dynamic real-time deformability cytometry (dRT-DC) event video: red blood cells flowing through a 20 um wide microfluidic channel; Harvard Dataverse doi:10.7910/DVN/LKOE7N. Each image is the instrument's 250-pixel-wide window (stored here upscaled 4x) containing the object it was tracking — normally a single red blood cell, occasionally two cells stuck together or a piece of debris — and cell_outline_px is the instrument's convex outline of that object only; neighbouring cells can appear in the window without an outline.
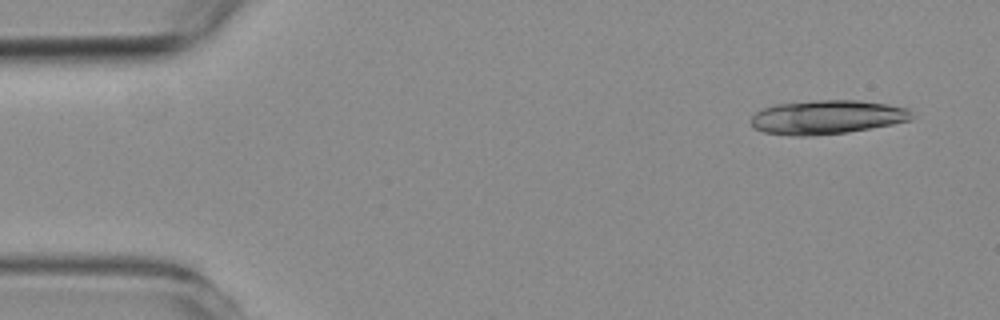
{"species": "common noctule bat (a hibernating species)", "species_latin": "Nyctalus noctula", "temperature_condition": "room temperature", "stored_images_in_passage": 56, "camera_frame_rate_fps": 3000, "um_per_image_px": 0.085, "animal": {"sex": "female", "body_mass_g": 19.3, "forearm_length_mm": 54.1}, "frame": {"image": 1, "passage_image": 4, "time_ms": 1.0, "image_size_px": [1000, 320], "cell_outline_px": [[916, 116], [912, 120], [892, 124], [848, 132], [808, 136], [796, 136], [764, 132], [756, 128], [752, 124], [752, 116], [756, 112], [764, 108], [776, 104], [816, 100], [860, 100], [888, 104], [908, 108]], "centroid_in_image_um": [70.36, 9.95], "position_along_channel_um": 14.6, "area_um2": 31.85}}
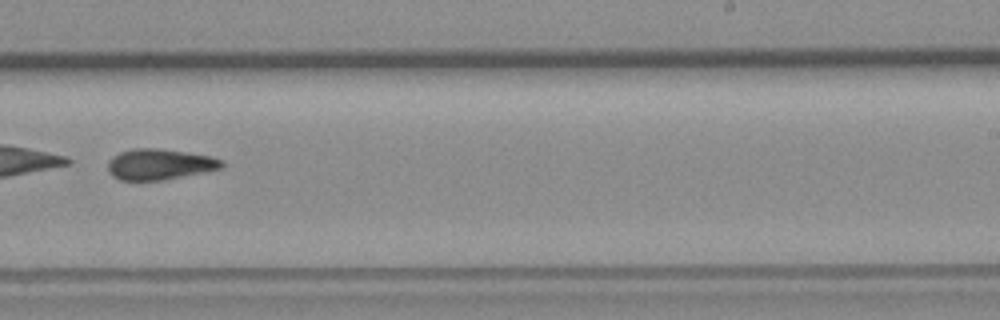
{"frame": {"image": 2, "passage_image": 35, "time_ms": 11.333, "image_size_px": [1000, 320], "cell_outline_px": [[224, 168], [164, 180], [120, 180], [112, 176], [108, 172], [108, 160], [112, 156], [120, 152], [132, 148], [156, 148], [212, 156], [224, 160]], "centroid_in_image_um": [13.57, 13.97], "position_along_channel_um": 275.4, "area_um2": 20.63}}